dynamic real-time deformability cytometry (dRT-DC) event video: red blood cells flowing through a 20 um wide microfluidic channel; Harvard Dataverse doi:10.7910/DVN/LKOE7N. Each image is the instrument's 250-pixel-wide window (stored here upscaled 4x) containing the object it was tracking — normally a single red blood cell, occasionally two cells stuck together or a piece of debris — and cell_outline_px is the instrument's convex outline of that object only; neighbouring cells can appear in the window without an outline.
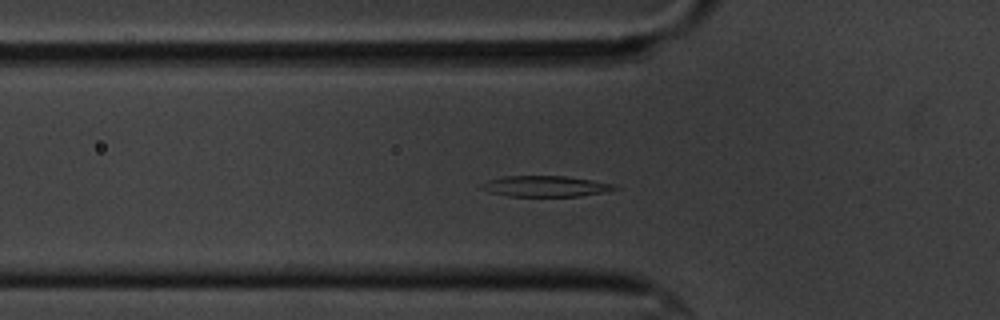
{"species": "common noctule bat (a hibernating species)", "species_latin": "Nyctalus noctula", "temperature_condition": "cold", "stored_images_in_passage": 54, "camera_frame_rate_fps": 3000, "um_per_image_px": 0.085, "animal": {"sex": "male", "body_mass_g": 20.1, "forearm_length_mm": 53.5}, "frame": {"image": 1, "passage_image": 15, "time_ms": 4.667, "image_size_px": [1000, 320], "cell_outline_px": [[620, 188], [580, 196], [508, 196], [488, 192], [480, 184], [488, 180], [504, 176], [564, 176], [592, 180], [616, 184]], "centroid_in_image_um": [46.36, 15.83], "position_along_channel_um": 79.4, "area_um2": 16.01}}
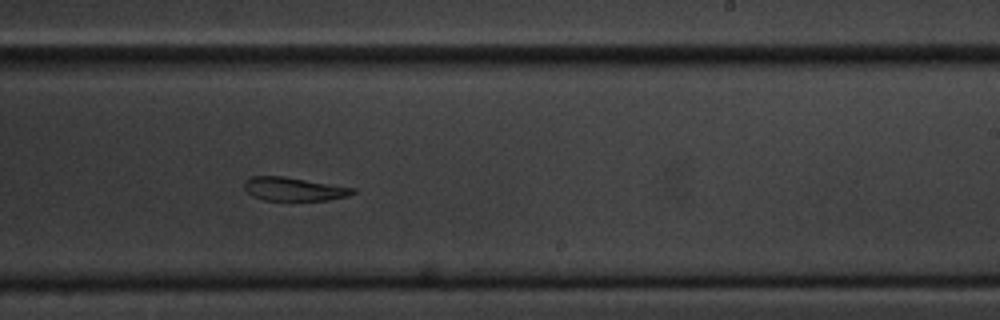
{"frame": {"image": 2, "passage_image": 31, "time_ms": 10.0, "image_size_px": [1000, 320], "cell_outline_px": [[356, 192], [348, 196], [328, 200], [264, 200], [252, 196], [244, 188], [244, 180], [252, 176], [284, 176], [356, 188]], "centroid_in_image_um": [24.98, 16.06], "position_along_channel_um": 264.0, "area_um2": 14.91}}
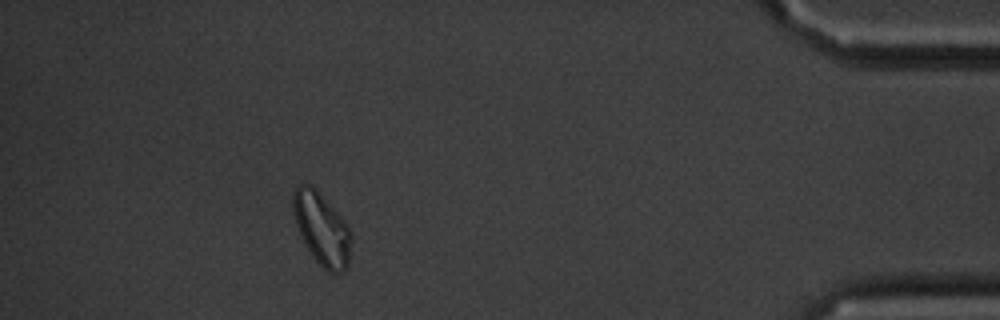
{"frame": {"image": 3, "passage_image": 48, "time_ms": 15.667, "image_size_px": [1000, 320], "cell_outline_px": [[352, 240], [348, 264], [344, 272], [328, 272], [312, 256], [304, 244], [296, 224], [292, 208], [292, 192], [300, 184], [308, 184], [316, 188], [348, 224], [352, 232]], "centroid_in_image_um": [27.36, 19.44], "position_along_channel_um": 407.8, "area_um2": 24.74}, "authors_computed_cell_mechanics": {"area_um2": 17.1088, "velocity_mm_per_s": 3.451, "shape_relaxation_time_tau1_ms": 4.5541, "shape_relaxation_time_tau2_ms": null, "deformation_change_tau1": 0.1452, "deformation_change_tau2": null}}